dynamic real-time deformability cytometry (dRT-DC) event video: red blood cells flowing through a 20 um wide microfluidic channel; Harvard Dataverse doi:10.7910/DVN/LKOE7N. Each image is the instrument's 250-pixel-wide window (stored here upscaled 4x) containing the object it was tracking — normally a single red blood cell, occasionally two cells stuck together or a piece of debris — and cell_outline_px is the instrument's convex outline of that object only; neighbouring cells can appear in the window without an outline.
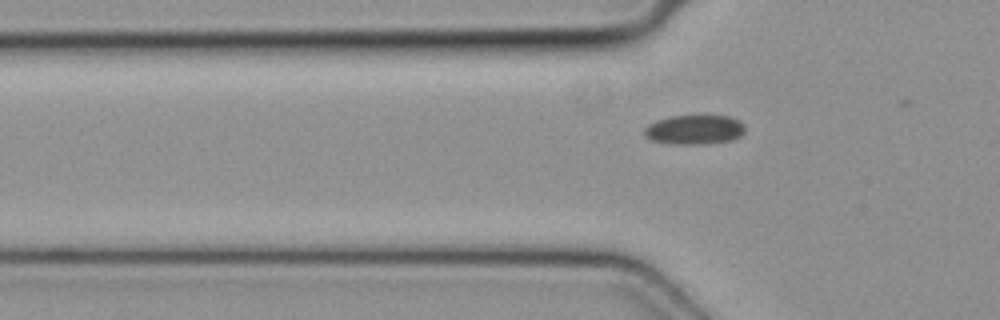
{"species": "common noctule bat (a hibernating species)", "species_latin": "Nyctalus noctula", "temperature_condition": "cold", "stored_images_in_passage": 4, "camera_frame_rate_fps": 3000, "um_per_image_px": 0.085, "animal": {"sex": "female", "body_mass_g": 19.3, "forearm_length_mm": 54.1}, "frame": {"image": 1, "passage_image": 4, "time_ms": 1.0, "image_size_px": [1000, 320], "cell_outline_px": [[744, 132], [740, 136], [732, 140], [708, 144], [668, 144], [648, 140], [644, 136], [644, 128], [648, 124], [656, 120], [672, 116], [728, 116], [740, 120], [744, 124]], "centroid_in_image_um": [59.0, 11.04], "position_along_channel_um": 66.8, "area_um2": 17.57}}